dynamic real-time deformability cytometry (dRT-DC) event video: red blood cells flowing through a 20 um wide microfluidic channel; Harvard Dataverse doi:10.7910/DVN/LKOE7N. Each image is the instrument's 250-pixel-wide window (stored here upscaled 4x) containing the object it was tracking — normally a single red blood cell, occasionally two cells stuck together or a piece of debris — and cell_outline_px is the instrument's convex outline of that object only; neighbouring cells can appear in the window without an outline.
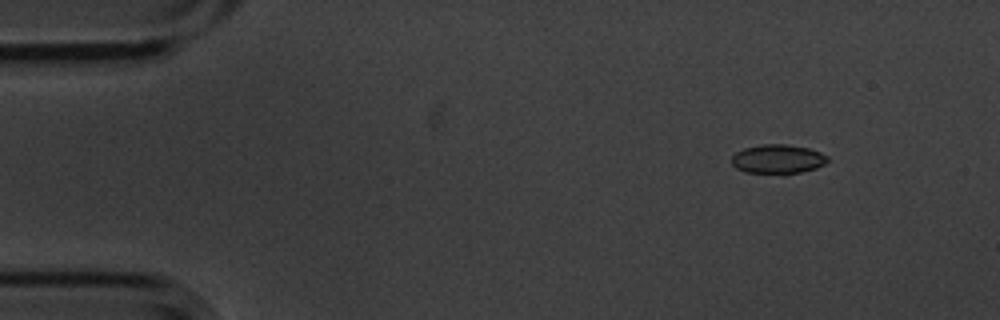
{"species": "common noctule bat (a hibernating species)", "species_latin": "Nyctalus noctula", "temperature_condition": "cold", "stored_images_in_passage": 7, "camera_frame_rate_fps": 3000, "um_per_image_px": 0.085, "animal": {"sex": "male", "body_mass_g": 20.1, "forearm_length_mm": 53.5}, "frame": {"image": 1, "passage_image": 2, "time_ms": 0.333, "image_size_px": [1000, 320], "cell_outline_px": [[828, 160], [824, 164], [816, 168], [784, 176], [744, 172], [736, 168], [732, 164], [732, 156], [736, 152], [744, 148], [764, 144], [788, 144], [808, 148], [820, 152], [828, 156]], "centroid_in_image_um": [66.1, 13.55], "position_along_channel_um": 18.9, "area_um2": 16.76}}
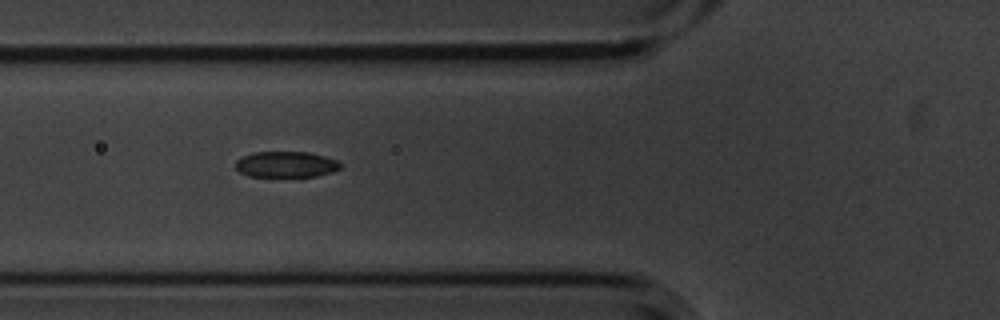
{"frame": {"image": 2, "passage_image": 6, "time_ms": 1.667, "image_size_px": [1000, 320], "cell_outline_px": [[340, 168], [332, 172], [300, 180], [248, 176], [240, 172], [236, 168], [236, 160], [244, 156], [256, 152], [308, 152], [324, 156], [336, 160], [340, 164]], "centroid_in_image_um": [24.32, 14.04], "position_along_channel_um": 101.5, "area_um2": 16.59}}
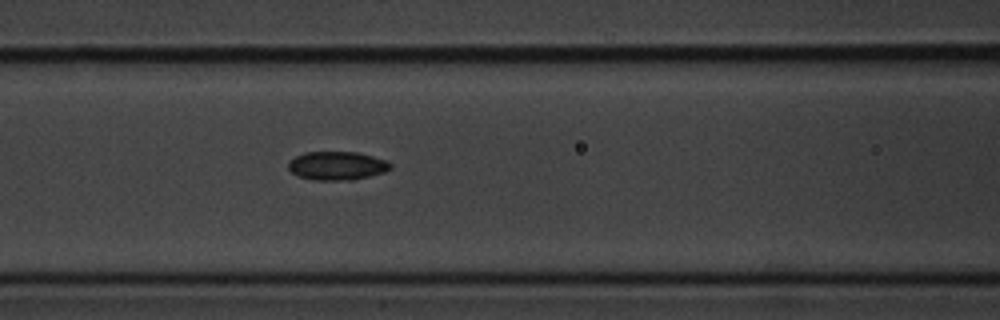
{"frame": {"image": 3, "passage_image": 7, "time_ms": 2.0, "image_size_px": [1000, 320], "cell_outline_px": [[392, 168], [384, 172], [352, 180], [316, 180], [300, 176], [292, 172], [288, 168], [288, 160], [304, 152], [356, 152], [388, 160], [392, 164]], "centroid_in_image_um": [28.66, 14.08], "position_along_channel_um": 137.9, "area_um2": 16.99}}